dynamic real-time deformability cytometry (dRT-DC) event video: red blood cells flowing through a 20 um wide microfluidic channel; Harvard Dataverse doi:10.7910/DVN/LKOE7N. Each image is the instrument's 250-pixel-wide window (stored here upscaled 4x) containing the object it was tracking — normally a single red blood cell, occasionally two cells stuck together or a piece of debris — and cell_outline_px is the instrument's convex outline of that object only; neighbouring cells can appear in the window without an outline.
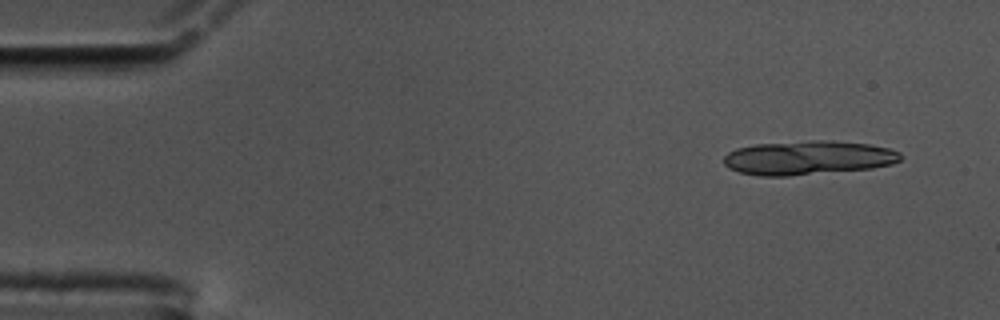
{"species": "common noctule bat (a hibernating species)", "species_latin": "Nyctalus noctula", "temperature_condition": "cold", "stored_images_in_passage": 13, "camera_frame_rate_fps": 3000, "um_per_image_px": 0.085, "animal": {"sex": "male", "body_mass_g": 17.5, "forearm_length_mm": 52.3}, "frame": {"image": 1, "passage_image": 1, "time_ms": 0.0, "image_size_px": [1000, 320], "cell_outline_px": [[904, 156], [900, 160], [892, 164], [872, 168], [788, 176], [760, 176], [740, 172], [728, 168], [724, 164], [724, 156], [728, 152], [736, 148], [756, 144], [808, 140], [832, 140], [868, 144], [888, 148], [900, 152]], "centroid_in_image_um": [68.69, 13.4], "position_along_channel_um": 16.3, "area_um2": 35.26}}